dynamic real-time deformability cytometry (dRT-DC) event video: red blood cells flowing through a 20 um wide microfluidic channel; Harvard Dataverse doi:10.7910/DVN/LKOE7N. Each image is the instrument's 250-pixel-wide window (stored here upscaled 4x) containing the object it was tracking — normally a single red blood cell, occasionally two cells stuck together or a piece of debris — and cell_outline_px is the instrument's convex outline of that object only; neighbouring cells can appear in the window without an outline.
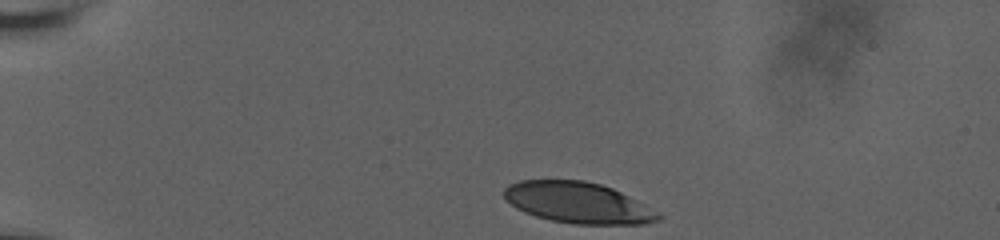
{"species": "human", "species_latin": "Homo sapiens", "temperature_condition": "room temperature", "stored_images_in_passage": 6, "camera_frame_rate_fps": 3000, "um_per_image_px": 0.085, "donor": {"sex": "male"}, "frame": {"image": 1, "passage_image": 1, "time_ms": 0.0, "image_size_px": [1000, 240], "cell_outline_px": [[664, 216], [660, 220], [644, 224], [572, 224], [552, 220], [536, 216], [524, 212], [516, 208], [504, 196], [504, 188], [508, 184], [520, 180], [584, 180], [600, 184], [612, 188], [660, 212]], "centroid_in_image_um": [49.15, 17.23], "position_along_channel_um": 35.8, "area_um2": 36.88}}
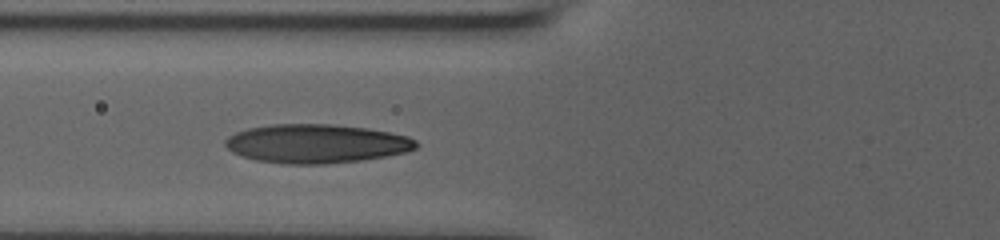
{"frame": {"image": 2, "passage_image": 5, "time_ms": 1.333, "image_size_px": [1000, 240], "cell_outline_px": [[420, 144], [416, 148], [404, 152], [388, 156], [364, 160], [328, 164], [284, 164], [256, 160], [240, 156], [232, 152], [224, 144], [224, 140], [228, 136], [236, 132], [248, 128], [272, 124], [332, 124], [368, 128], [408, 136], [416, 140]], "centroid_in_image_um": [26.88, 12.21], "position_along_channel_um": 98.9, "area_um2": 43.58}}
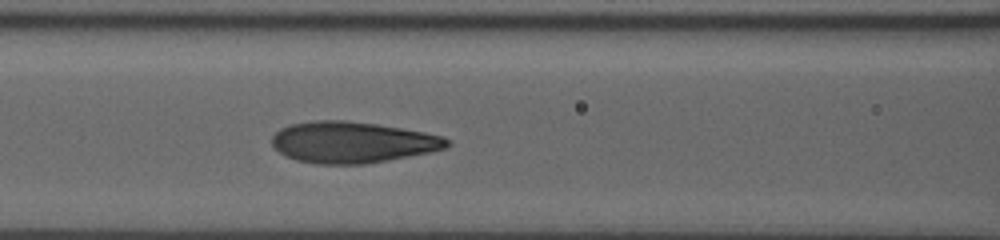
{"frame": {"image": 3, "passage_image": 6, "time_ms": 1.667, "image_size_px": [1000, 240], "cell_outline_px": [[452, 144], [444, 148], [428, 152], [388, 160], [364, 164], [316, 164], [296, 160], [284, 156], [272, 144], [272, 136], [280, 128], [292, 124], [312, 120], [348, 120], [376, 124], [424, 132], [444, 136]], "centroid_in_image_um": [29.92, 12.09], "position_along_channel_um": 136.7, "area_um2": 42.02}}